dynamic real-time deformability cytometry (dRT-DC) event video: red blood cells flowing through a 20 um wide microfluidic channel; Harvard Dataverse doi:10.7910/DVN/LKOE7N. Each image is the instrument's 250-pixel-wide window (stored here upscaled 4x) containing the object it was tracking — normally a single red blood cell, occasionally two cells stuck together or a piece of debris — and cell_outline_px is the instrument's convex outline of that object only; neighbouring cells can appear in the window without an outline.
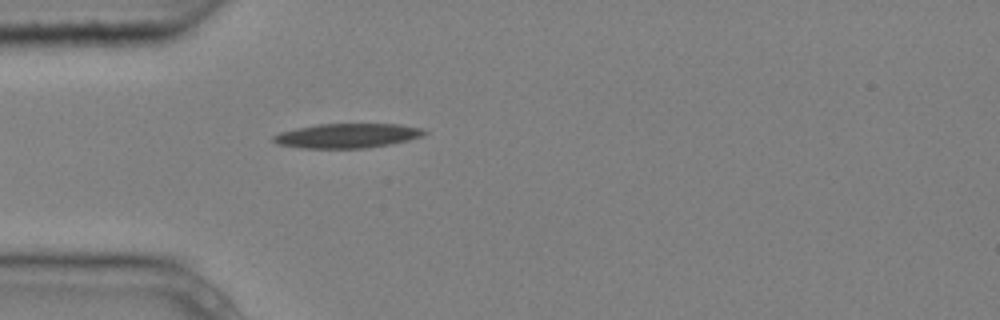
{"species": "common noctule bat (a hibernating species)", "species_latin": "Nyctalus noctula", "temperature_condition": "cold", "stored_images_in_passage": 4, "camera_frame_rate_fps": 3000, "um_per_image_px": 0.085, "animal": {"sex": "male", "body_mass_g": 20.4}, "frame": {"image": 1, "passage_image": 4, "time_ms": 1.0, "image_size_px": [1000, 320], "cell_outline_px": [[428, 132], [424, 136], [392, 144], [368, 148], [300, 148], [276, 144], [272, 140], [272, 136], [280, 132], [296, 128], [320, 124], [400, 124], [424, 128]], "centroid_in_image_um": [29.55, 11.54], "position_along_channel_um": 55.5, "area_um2": 21.79}}